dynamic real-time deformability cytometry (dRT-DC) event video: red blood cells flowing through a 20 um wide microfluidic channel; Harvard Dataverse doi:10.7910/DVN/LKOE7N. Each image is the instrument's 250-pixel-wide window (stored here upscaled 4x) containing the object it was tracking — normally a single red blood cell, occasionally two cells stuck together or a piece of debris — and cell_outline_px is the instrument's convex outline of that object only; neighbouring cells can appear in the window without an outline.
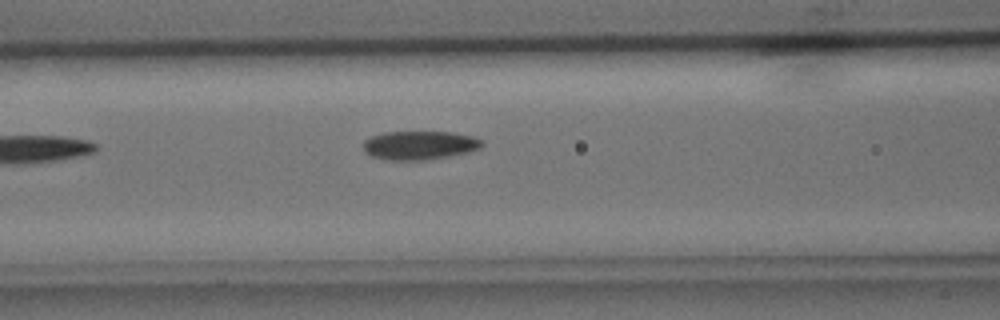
{"species": "common noctule bat (a hibernating species)", "species_latin": "Nyctalus noctula", "temperature_condition": "cold", "stored_images_in_passage": 6, "camera_frame_rate_fps": 3000, "um_per_image_px": 0.085, "animal": {"sex": "male", "body_mass_g": 15.6}, "frame": {"image": 1, "passage_image": 6, "time_ms": 5.667, "image_size_px": [1000, 320], "cell_outline_px": [[484, 144], [480, 148], [468, 152], [448, 156], [424, 160], [384, 160], [372, 156], [364, 152], [364, 140], [372, 136], [384, 132], [452, 132], [472, 136], [484, 140]], "centroid_in_image_um": [35.67, 12.35], "position_along_channel_um": 130.9, "area_um2": 19.94}}